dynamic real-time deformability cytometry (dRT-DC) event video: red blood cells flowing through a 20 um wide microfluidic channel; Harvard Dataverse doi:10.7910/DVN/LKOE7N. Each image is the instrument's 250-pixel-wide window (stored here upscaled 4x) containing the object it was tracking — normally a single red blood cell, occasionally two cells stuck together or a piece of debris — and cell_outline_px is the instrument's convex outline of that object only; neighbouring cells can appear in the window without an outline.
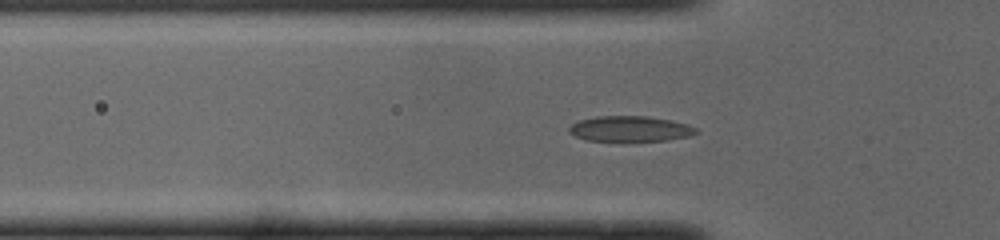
{"species": "common noctule bat (a hibernating species)", "species_latin": "Nyctalus noctula", "temperature_condition": "cold", "stored_images_in_passage": 50, "camera_frame_rate_fps": 3000, "um_per_image_px": 0.085, "animal": {"sex": "male", "body_mass_g": 19.0, "forearm_length_mm": 50.8}, "frame": {"image": 1, "passage_image": 15, "time_ms": 4.667, "image_size_px": [1000, 240], "cell_outline_px": [[700, 132], [688, 136], [668, 140], [588, 140], [576, 136], [568, 132], [568, 128], [572, 124], [580, 120], [596, 116], [648, 116], [672, 120], [688, 124], [696, 128]], "centroid_in_image_um": [53.59, 10.93], "position_along_channel_um": 72.2, "area_um2": 18.67}}
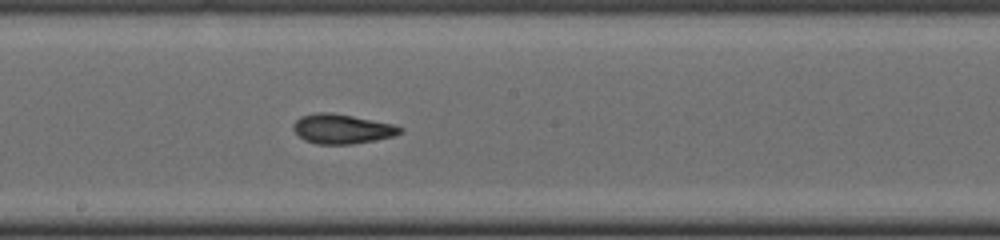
{"frame": {"image": 2, "passage_image": 26, "time_ms": 8.333, "image_size_px": [1000, 240], "cell_outline_px": [[404, 128], [400, 132], [392, 136], [352, 144], [316, 144], [304, 140], [292, 128], [292, 124], [300, 116], [320, 112], [332, 112], [392, 124]], "centroid_in_image_um": [29.01, 10.95], "position_along_channel_um": 219.2, "area_um2": 18.15}}
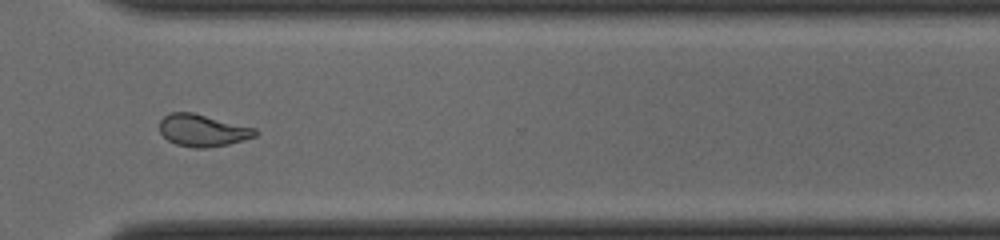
{"frame": {"image": 3, "passage_image": 36, "time_ms": 11.667, "image_size_px": [1000, 240], "cell_outline_px": [[260, 132], [256, 136], [244, 140], [228, 144], [208, 148], [192, 148], [176, 144], [168, 140], [160, 132], [160, 120], [168, 112], [192, 112], [256, 128]], "centroid_in_image_um": [17.24, 11.08], "position_along_channel_um": 353.4, "area_um2": 18.03}, "authors_computed_cell_mechanics": {"area_um2": 18.1203, "velocity_mm_per_s": 4.0027, "shape_relaxation_time_tau1_ms": 6.1673, "shape_relaxation_time_tau2_ms": 2.3292, "deformation_change_tau1": 0.201, "deformation_change_tau2": 0.0775}}